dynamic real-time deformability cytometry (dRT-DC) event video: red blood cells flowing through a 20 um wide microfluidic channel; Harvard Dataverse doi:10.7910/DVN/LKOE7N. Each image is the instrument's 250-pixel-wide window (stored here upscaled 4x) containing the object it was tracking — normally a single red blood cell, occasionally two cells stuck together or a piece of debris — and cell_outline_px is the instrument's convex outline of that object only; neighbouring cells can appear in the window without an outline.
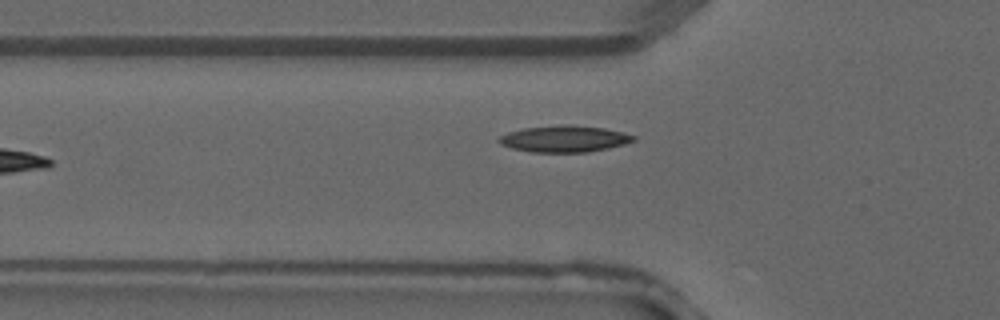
{"species": "common noctule bat (a hibernating species)", "species_latin": "Nyctalus noctula", "temperature_condition": "warm", "stored_images_in_passage": 5, "segment_of_instrument_passage": [1, 2], "camera_frame_rate_fps": 3000, "um_per_image_px": 0.085, "animal": {"sex": "male", "forearm_length_mm": 52.5}, "frame": {"image": 1, "passage_image": 4, "time_ms": 1.0, "image_size_px": [1000, 320], "cell_outline_px": [[636, 140], [624, 144], [608, 148], [588, 152], [532, 152], [512, 148], [500, 144], [496, 140], [500, 136], [508, 132], [524, 128], [568, 124], [604, 128], [636, 136]], "centroid_in_image_um": [47.95, 11.8], "position_along_channel_um": 77.8, "area_um2": 20.69}}